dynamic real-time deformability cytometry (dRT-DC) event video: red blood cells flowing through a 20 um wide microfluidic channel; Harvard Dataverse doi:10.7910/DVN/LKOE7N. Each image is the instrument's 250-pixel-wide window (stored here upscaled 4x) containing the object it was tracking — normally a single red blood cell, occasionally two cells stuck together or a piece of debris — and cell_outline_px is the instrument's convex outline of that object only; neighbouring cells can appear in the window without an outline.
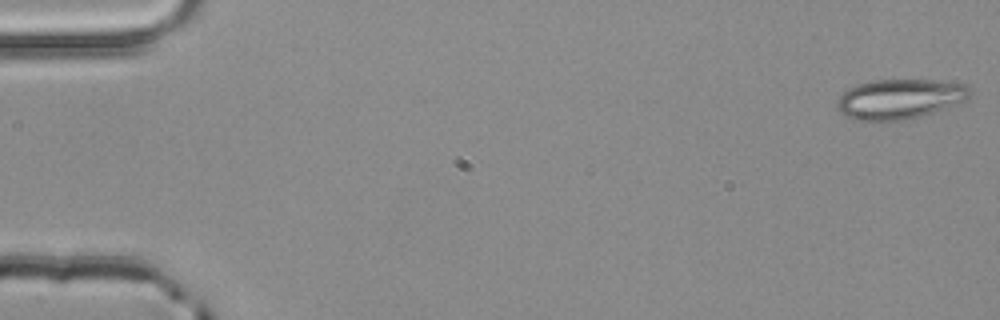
{"species": "common noctule bat (a hibernating species)", "species_latin": "Nyctalus noctula", "temperature_condition": "room temperature", "stored_images_in_passage": 4, "segment_of_instrument_passage": [1, 2], "camera_frame_rate_fps": 3000, "um_per_image_px": 0.085, "animal": {"sex": "male", "body_mass_g": 20.4}, "frame": {"image": 1, "passage_image": 1, "time_ms": 0.0, "image_size_px": [1000, 320], "cell_outline_px": [[972, 96], [964, 100], [932, 112], [920, 116], [904, 120], [852, 120], [844, 116], [836, 108], [836, 100], [848, 88], [856, 84], [872, 80], [932, 80], [968, 84], [972, 92]], "centroid_in_image_um": [76.44, 8.4], "position_along_channel_um": 8.6, "area_um2": 30.92}}